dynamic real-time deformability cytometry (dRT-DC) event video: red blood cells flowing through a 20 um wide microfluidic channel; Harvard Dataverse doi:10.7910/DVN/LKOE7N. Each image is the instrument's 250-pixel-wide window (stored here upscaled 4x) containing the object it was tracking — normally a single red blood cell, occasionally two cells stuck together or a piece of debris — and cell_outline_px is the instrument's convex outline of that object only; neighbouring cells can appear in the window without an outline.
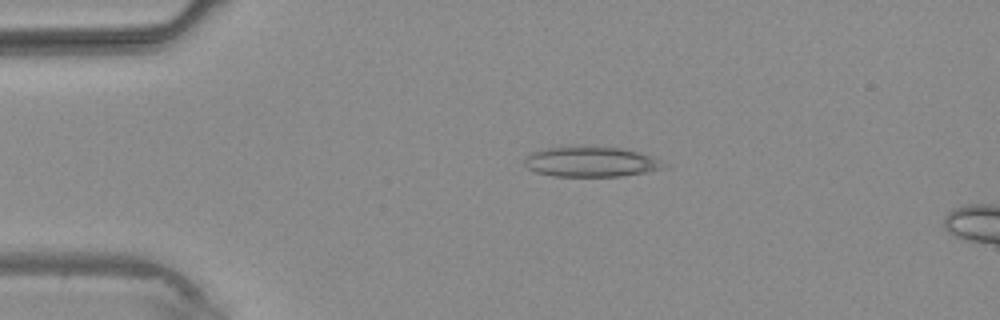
{"species": "common noctule bat (a hibernating species)", "species_latin": "Nyctalus noctula", "temperature_condition": "warm", "stored_images_in_passage": 3, "camera_frame_rate_fps": 3000, "um_per_image_px": 0.085, "animal": {"sex": "male", "body_mass_g": 20.4}, "frame": {"image": 1, "passage_image": 2, "time_ms": 1.333, "image_size_px": [1000, 320], "cell_outline_px": [[668, 168], [648, 172], [620, 176], [552, 176], [536, 172], [528, 168], [524, 164], [524, 160], [532, 152], [548, 148], [624, 148], [640, 152], [652, 156], [660, 160]], "centroid_in_image_um": [50.29, 13.78], "position_along_channel_um": 34.7, "area_um2": 24.04}}